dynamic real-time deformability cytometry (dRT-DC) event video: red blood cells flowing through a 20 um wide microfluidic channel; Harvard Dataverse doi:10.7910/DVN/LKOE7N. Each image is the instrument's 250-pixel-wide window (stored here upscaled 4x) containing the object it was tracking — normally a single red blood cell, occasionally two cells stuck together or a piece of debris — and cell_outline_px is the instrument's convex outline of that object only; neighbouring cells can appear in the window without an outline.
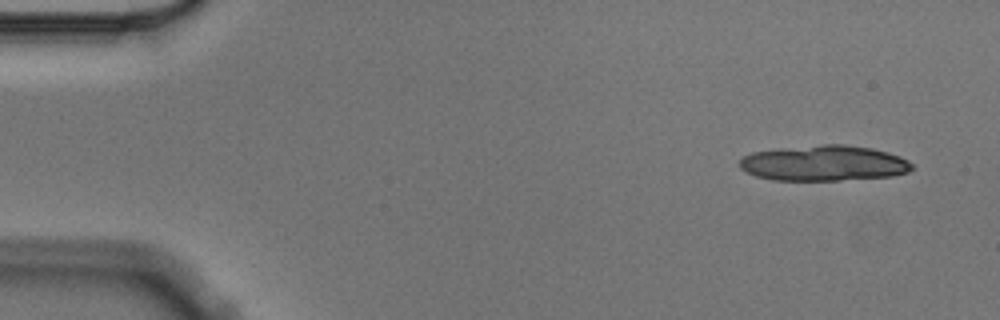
{"species": "Egyptian fruit bat (a non-hibernating species)", "species_latin": "Rousettus aegyptiacus", "temperature_condition": "cold", "stored_images_in_passage": 8, "camera_frame_rate_fps": 3000, "um_per_image_px": 0.085, "animal": {"sex": "male"}, "frame": {"image": 1, "passage_image": 1, "time_ms": 0.0, "image_size_px": [1000, 320], "cell_outline_px": [[912, 168], [908, 172], [892, 176], [840, 180], [772, 180], [756, 176], [740, 168], [740, 160], [744, 156], [752, 152], [824, 144], [844, 144], [872, 148], [888, 152], [900, 156], [908, 160], [912, 164]], "centroid_in_image_um": [70.07, 13.87], "position_along_channel_um": 14.9, "area_um2": 35.49}}
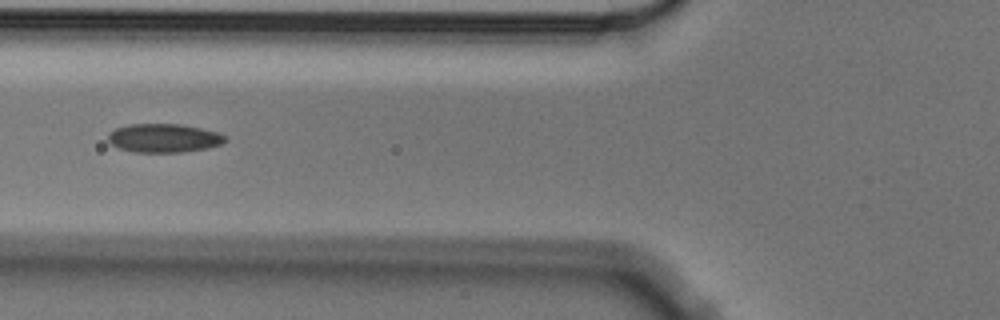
{"frame": {"image": 2, "passage_image": 6, "time_ms": 1.667, "image_size_px": [1000, 320], "cell_outline_px": [[228, 140], [220, 144], [208, 148], [184, 152], [136, 152], [120, 148], [112, 144], [108, 140], [108, 136], [116, 128], [128, 124], [180, 124], [200, 128], [216, 132], [228, 136]], "centroid_in_image_um": [13.97, 11.73], "position_along_channel_um": 111.8, "area_um2": 19.48}}
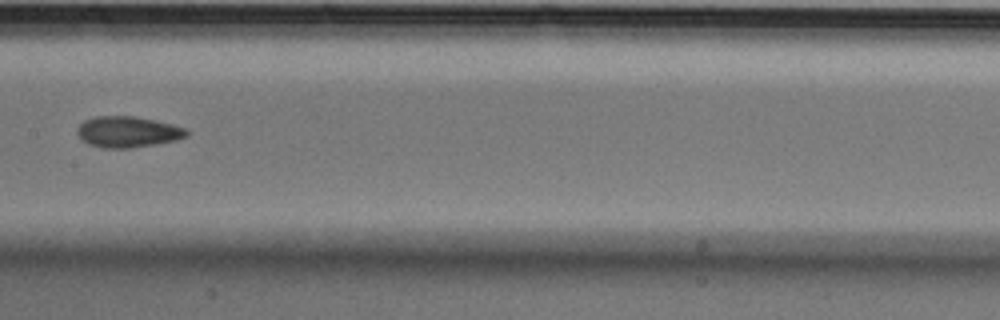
{"frame": {"image": 3, "passage_image": 8, "time_ms": 2.333, "image_size_px": [1000, 320], "cell_outline_px": [[188, 136], [176, 140], [132, 148], [104, 148], [88, 144], [80, 140], [76, 132], [76, 128], [84, 120], [96, 116], [136, 116], [172, 124], [188, 128]], "centroid_in_image_um": [10.84, 11.21], "position_along_channel_um": 196.6, "area_um2": 20.0}}